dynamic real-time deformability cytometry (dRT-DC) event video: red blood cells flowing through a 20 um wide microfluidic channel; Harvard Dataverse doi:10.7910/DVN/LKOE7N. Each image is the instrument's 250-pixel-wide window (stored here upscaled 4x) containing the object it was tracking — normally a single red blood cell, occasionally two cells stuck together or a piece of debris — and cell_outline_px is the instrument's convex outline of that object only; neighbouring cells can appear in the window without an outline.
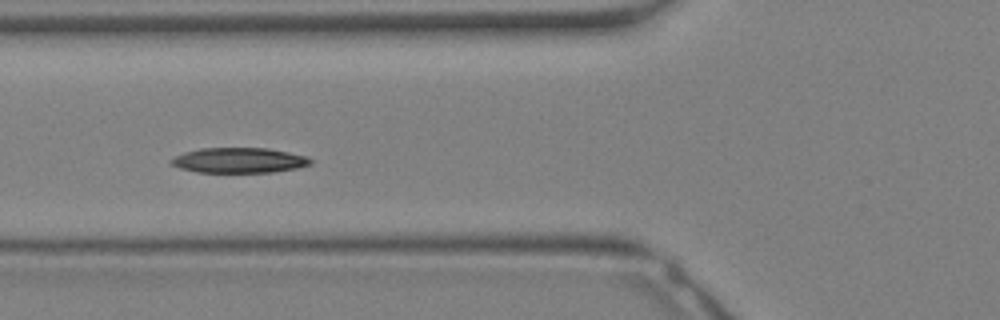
{"species": "Egyptian fruit bat (a non-hibernating species)", "species_latin": "Rousettus aegyptiacus", "temperature_condition": "warm", "stored_images_in_passage": 16, "camera_frame_rate_fps": 3000, "um_per_image_px": 0.085, "animal": {"sex": "female"}, "frame": {"image": 1, "passage_image": 12, "time_ms": 3.667, "image_size_px": [1000, 320], "cell_outline_px": [[312, 164], [296, 168], [272, 172], [196, 172], [180, 168], [168, 164], [168, 160], [184, 152], [200, 148], [268, 148], [308, 156], [312, 160]], "centroid_in_image_um": [20.29, 13.62], "position_along_channel_um": 105.5, "area_um2": 20.58}}
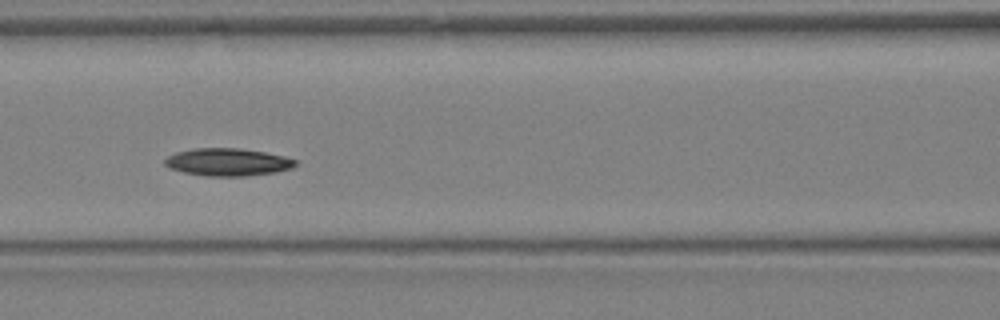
{"frame": {"image": 2, "passage_image": 14, "time_ms": 4.333, "image_size_px": [1000, 320], "cell_outline_px": [[296, 164], [292, 168], [276, 172], [248, 176], [204, 176], [184, 172], [172, 168], [164, 164], [164, 160], [168, 156], [176, 152], [192, 148], [240, 148], [264, 152], [284, 156], [296, 160]], "centroid_in_image_um": [19.36, 13.77], "position_along_channel_um": 147.2, "area_um2": 20.98}}